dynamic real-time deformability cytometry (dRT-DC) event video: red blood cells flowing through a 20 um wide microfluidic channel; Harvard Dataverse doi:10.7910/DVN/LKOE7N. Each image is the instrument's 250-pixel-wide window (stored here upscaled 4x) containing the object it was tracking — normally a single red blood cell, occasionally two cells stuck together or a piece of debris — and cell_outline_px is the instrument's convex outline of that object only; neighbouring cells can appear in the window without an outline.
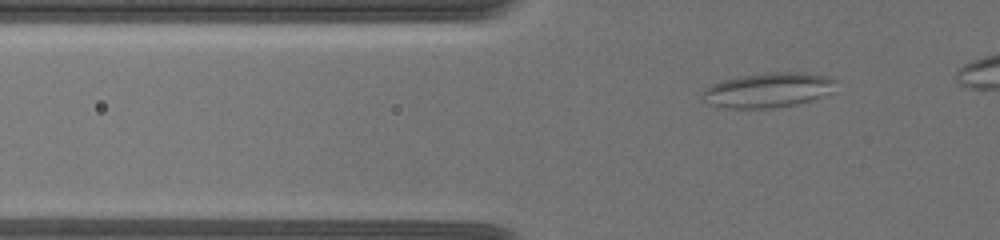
{"species": "common noctule bat (a hibernating species)", "species_latin": "Nyctalus noctula", "temperature_condition": "warm", "stored_images_in_passage": 35, "camera_frame_rate_fps": 3000, "um_per_image_px": 0.085, "animal": {"sex": "female", "body_mass_g": 19.5, "forearm_length_mm": 54.1}, "frame": {"image": 1, "passage_image": 14, "time_ms": 2.667, "image_size_px": [1000, 240], "cell_outline_px": [[836, 80], [832, 92], [812, 100], [796, 104], [776, 108], [716, 108], [708, 104], [700, 92], [704, 88], [712, 84], [724, 80], [744, 76], [768, 72], [808, 72], [832, 76]], "centroid_in_image_um": [65.3, 7.66], "position_along_channel_um": 60.5, "area_um2": 27.4}}
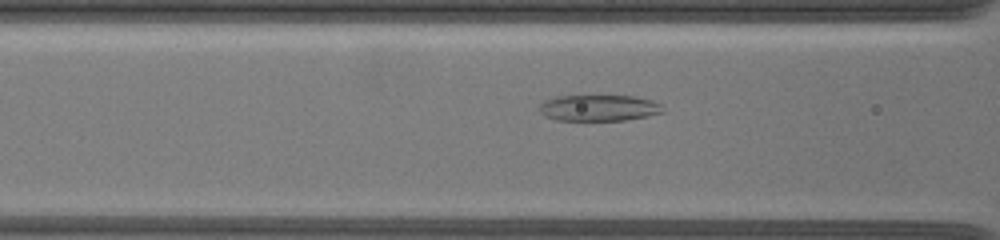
{"frame": {"image": 2, "passage_image": 23, "time_ms": 4.667, "image_size_px": [1000, 240], "cell_outline_px": [[664, 112], [648, 116], [624, 120], [556, 120], [544, 116], [536, 108], [544, 100], [556, 96], [636, 96], [652, 100], [660, 104]], "centroid_in_image_um": [50.86, 9.17], "position_along_channel_um": 115.7, "area_um2": 18.96}}
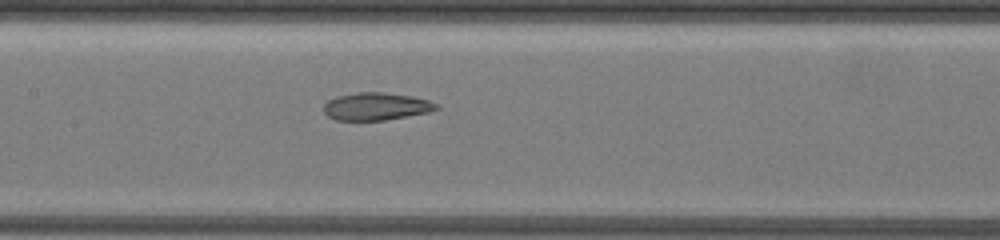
{"frame": {"image": 3, "passage_image": 34, "time_ms": 6.333, "image_size_px": [1000, 240], "cell_outline_px": [[440, 108], [428, 112], [384, 120], [336, 120], [328, 116], [324, 112], [324, 104], [328, 100], [336, 96], [356, 92], [384, 92], [412, 96], [428, 100], [436, 104]], "centroid_in_image_um": [31.94, 9.03], "position_along_channel_um": 175.5, "area_um2": 18.03}}